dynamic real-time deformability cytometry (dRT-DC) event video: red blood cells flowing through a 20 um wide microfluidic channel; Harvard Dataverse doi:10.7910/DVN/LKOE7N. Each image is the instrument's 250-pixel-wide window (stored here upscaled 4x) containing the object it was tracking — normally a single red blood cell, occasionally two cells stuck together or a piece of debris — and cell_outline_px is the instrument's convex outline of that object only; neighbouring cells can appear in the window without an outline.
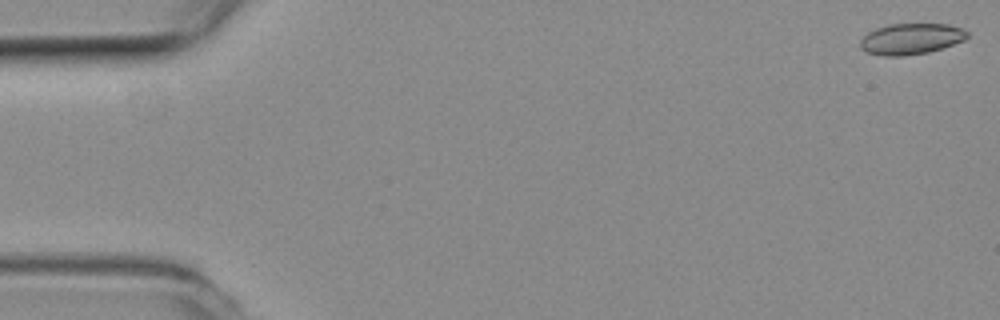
{"species": "common noctule bat (a hibernating species)", "species_latin": "Nyctalus noctula", "temperature_condition": "room temperature", "stored_images_in_passage": 23, "camera_frame_rate_fps": 3000, "um_per_image_px": 0.085, "animal": {"sex": "female", "body_mass_g": 19.3, "forearm_length_mm": 54.1}, "frame": {"image": 1, "passage_image": 1, "time_ms": 0.0, "image_size_px": [1000, 320], "cell_outline_px": [[968, 36], [964, 40], [928, 52], [904, 56], [884, 56], [868, 52], [860, 48], [860, 40], [868, 32], [876, 28], [888, 24], [948, 24], [964, 28], [968, 32]], "centroid_in_image_um": [77.43, 3.29], "position_along_channel_um": 7.6, "area_um2": 19.31}}
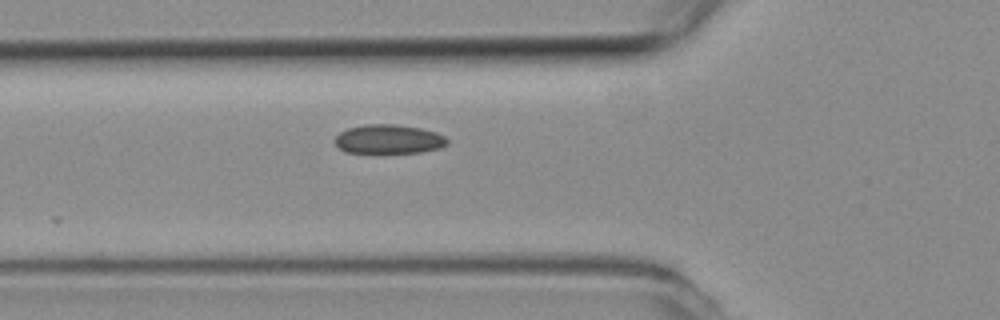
{"frame": {"image": 2, "passage_image": 19, "time_ms": 6.0, "image_size_px": [1000, 320], "cell_outline_px": [[448, 144], [440, 148], [420, 152], [344, 152], [336, 144], [336, 136], [340, 132], [348, 128], [364, 124], [396, 124], [420, 128], [436, 132], [444, 136], [448, 140]], "centroid_in_image_um": [33.06, 11.82], "position_along_channel_um": 92.7, "area_um2": 18.9}}
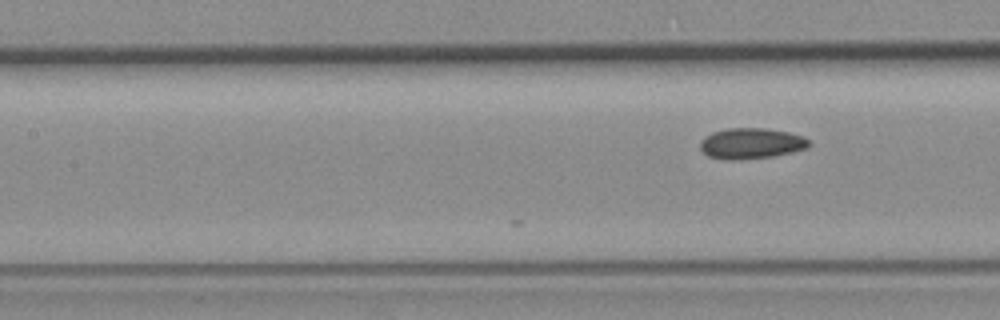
{"frame": {"image": 3, "passage_image": 23, "time_ms": 7.333, "image_size_px": [1000, 320], "cell_outline_px": [[812, 144], [808, 148], [792, 152], [772, 156], [708, 156], [700, 148], [700, 140], [704, 136], [712, 132], [728, 128], [764, 128], [788, 132], [804, 136]], "centroid_in_image_um": [63.92, 12.12], "position_along_channel_um": 143.5, "area_um2": 18.55}}